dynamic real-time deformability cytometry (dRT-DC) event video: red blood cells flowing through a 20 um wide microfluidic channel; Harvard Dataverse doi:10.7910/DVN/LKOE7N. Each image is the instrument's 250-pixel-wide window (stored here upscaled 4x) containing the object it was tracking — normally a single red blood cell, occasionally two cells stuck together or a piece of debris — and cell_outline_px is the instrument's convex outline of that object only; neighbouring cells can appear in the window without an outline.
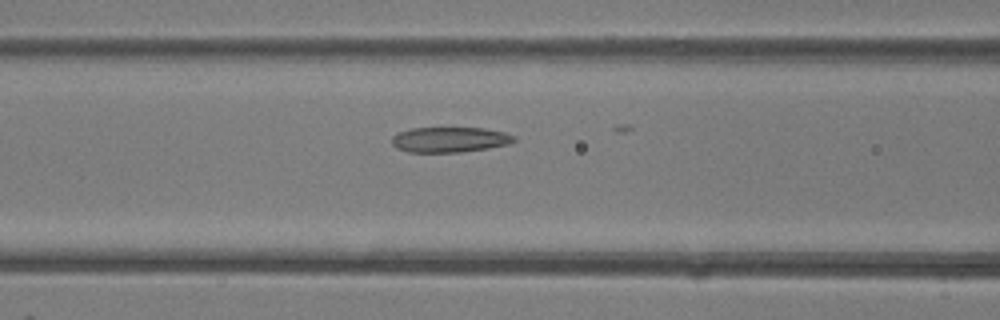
{"species": "common noctule bat (a hibernating species)", "species_latin": "Nyctalus noctula", "temperature_condition": "room temperature", "stored_images_in_passage": 18, "camera_frame_rate_fps": 3000, "um_per_image_px": 0.085, "animal": {"sex": "female"}, "frame": {"image": 1, "passage_image": 17, "time_ms": 5.333, "image_size_px": [1000, 320], "cell_outline_px": [[516, 140], [508, 144], [488, 148], [460, 152], [408, 152], [396, 148], [392, 144], [392, 136], [396, 132], [412, 128], [484, 128], [504, 132], [516, 136]], "centroid_in_image_um": [38.2, 11.86], "position_along_channel_um": 128.4, "area_um2": 18.09}}